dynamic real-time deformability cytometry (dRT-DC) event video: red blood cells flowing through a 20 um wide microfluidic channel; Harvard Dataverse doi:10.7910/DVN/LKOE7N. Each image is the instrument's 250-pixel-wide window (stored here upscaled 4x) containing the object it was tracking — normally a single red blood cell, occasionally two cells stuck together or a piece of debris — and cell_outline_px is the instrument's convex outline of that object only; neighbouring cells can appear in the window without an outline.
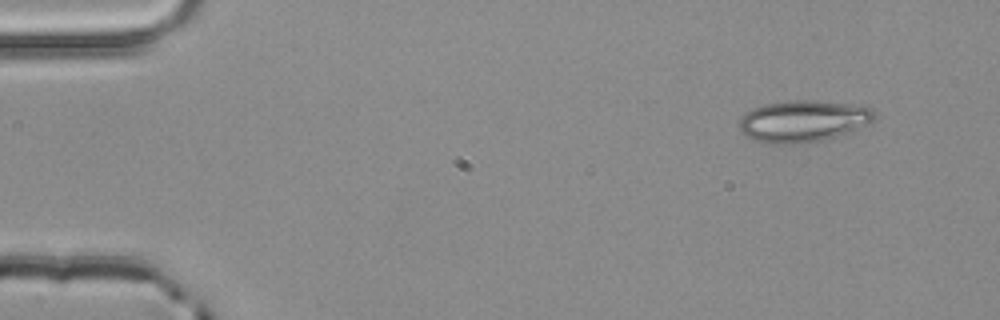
{"species": "common noctule bat (a hibernating species)", "species_latin": "Nyctalus noctula", "temperature_condition": "room temperature", "stored_images_in_passage": 3, "camera_frame_rate_fps": 3000, "um_per_image_px": 0.085, "animal": {"sex": "male", "body_mass_g": 20.4}, "frame": {"image": 1, "passage_image": 1, "time_ms": 0.0, "image_size_px": [1000, 320], "cell_outline_px": [[876, 116], [868, 124], [852, 132], [824, 140], [792, 144], [772, 144], [756, 140], [744, 136], [740, 132], [740, 120], [752, 108], [764, 104], [788, 100], [812, 100], [848, 104], [872, 108], [876, 112]], "centroid_in_image_um": [68.28, 10.3], "position_along_channel_um": 16.7, "area_um2": 32.95}}